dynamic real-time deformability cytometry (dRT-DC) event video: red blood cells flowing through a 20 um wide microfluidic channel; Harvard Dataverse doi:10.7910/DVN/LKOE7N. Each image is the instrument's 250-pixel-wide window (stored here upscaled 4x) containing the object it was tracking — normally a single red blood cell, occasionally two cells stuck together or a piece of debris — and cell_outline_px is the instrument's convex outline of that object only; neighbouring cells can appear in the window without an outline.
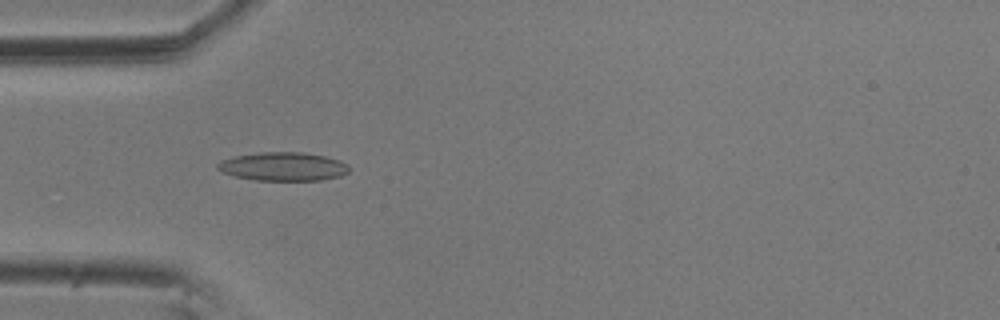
{"species": "common noctule bat (a hibernating species)", "species_latin": "Nyctalus noctula", "temperature_condition": "room temperature", "stored_images_in_passage": 6, "camera_frame_rate_fps": 3000, "um_per_image_px": 0.085, "animal": {"sex": "male", "body_mass_g": 20.5, "forearm_length_mm": 52.5}, "frame": {"image": 1, "passage_image": 5, "time_ms": 1.333, "image_size_px": [1000, 320], "cell_outline_px": [[348, 172], [340, 176], [320, 180], [256, 180], [236, 176], [224, 172], [216, 168], [216, 164], [220, 160], [232, 156], [260, 152], [304, 152], [324, 156], [340, 160], [348, 164]], "centroid_in_image_um": [24.05, 14.14], "position_along_channel_um": 60.9, "area_um2": 21.91}}
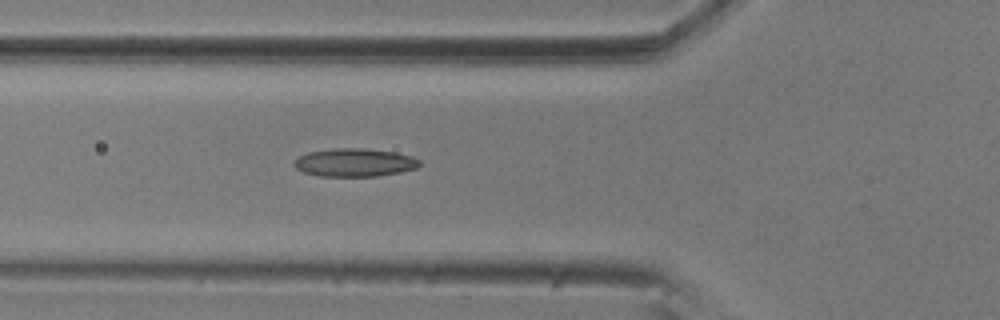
{"frame": {"image": 2, "passage_image": 6, "time_ms": 1.667, "image_size_px": [1000, 320], "cell_outline_px": [[420, 164], [416, 168], [400, 172], [376, 176], [320, 176], [304, 172], [296, 168], [292, 164], [300, 156], [308, 152], [332, 148], [364, 148], [396, 152], [412, 156], [420, 160]], "centroid_in_image_um": [30.15, 13.8], "position_along_channel_um": 95.7, "area_um2": 20.58}}